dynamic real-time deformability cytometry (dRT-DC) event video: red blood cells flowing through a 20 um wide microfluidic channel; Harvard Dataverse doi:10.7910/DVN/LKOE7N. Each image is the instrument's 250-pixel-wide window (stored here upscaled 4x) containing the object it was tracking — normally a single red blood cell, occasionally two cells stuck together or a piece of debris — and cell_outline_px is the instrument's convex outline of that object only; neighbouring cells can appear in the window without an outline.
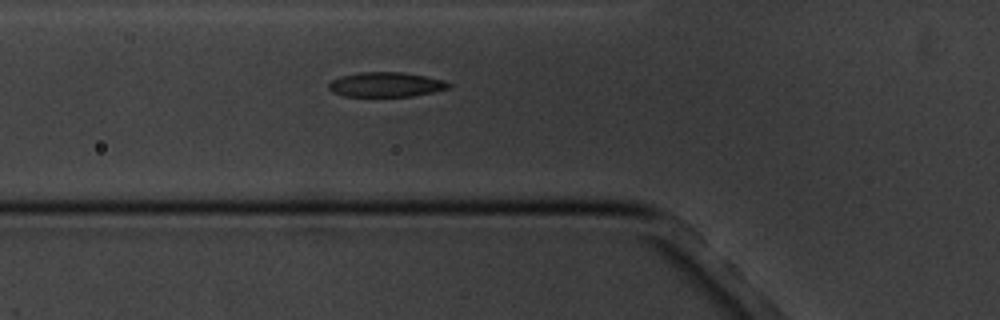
{"species": "common noctule bat (a hibernating species)", "species_latin": "Nyctalus noctula", "temperature_condition": "cold", "stored_images_in_passage": 7, "segment_of_instrument_passage": [1, 2], "camera_frame_rate_fps": 3000, "um_per_image_px": 0.085, "animal": {"sex": "male", "body_mass_g": 20.1, "forearm_length_mm": 53.5}, "frame": {"image": 1, "passage_image": 6, "time_ms": 5.667, "image_size_px": [1000, 320], "cell_outline_px": [[452, 84], [448, 88], [432, 92], [412, 96], [344, 96], [332, 92], [328, 88], [328, 84], [332, 80], [340, 76], [360, 72], [404, 72], [428, 76], [444, 80]], "centroid_in_image_um": [32.8, 7.18], "position_along_channel_um": 93.0, "area_um2": 17.34}}